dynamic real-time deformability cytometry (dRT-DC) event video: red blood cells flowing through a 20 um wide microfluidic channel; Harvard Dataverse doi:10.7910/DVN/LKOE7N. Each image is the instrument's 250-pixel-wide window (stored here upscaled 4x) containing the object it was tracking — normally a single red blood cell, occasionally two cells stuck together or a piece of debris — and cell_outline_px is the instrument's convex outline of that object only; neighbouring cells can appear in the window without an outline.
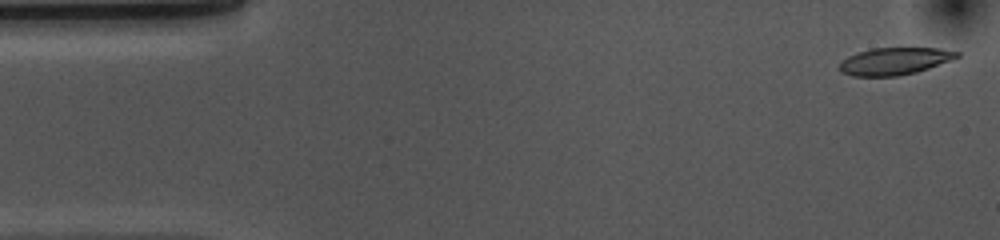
{"species": "common noctule bat (a hibernating species)", "species_latin": "Nyctalus noctula", "temperature_condition": "cold", "stored_images_in_passage": 48, "camera_frame_rate_fps": 3000, "um_per_image_px": 0.085, "animal": {"sex": "female", "body_mass_g": 10.0, "forearm_length_mm": 53.1}, "frame": {"image": 1, "passage_image": 1, "time_ms": 0.0, "image_size_px": [1000, 240], "cell_outline_px": [[960, 56], [952, 60], [916, 72], [896, 76], [852, 76], [840, 72], [836, 68], [840, 60], [848, 56], [872, 48], [936, 48], [960, 52]], "centroid_in_image_um": [75.98, 5.2], "position_along_channel_um": 9.0, "area_um2": 18.73}}
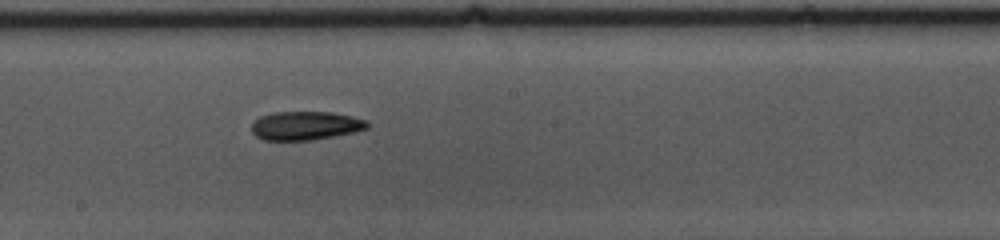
{"frame": {"image": 2, "passage_image": 27, "time_ms": 8.667, "image_size_px": [1000, 240], "cell_outline_px": [[368, 128], [352, 132], [312, 140], [264, 140], [256, 136], [252, 132], [252, 124], [260, 116], [272, 112], [332, 112], [352, 116], [368, 120]], "centroid_in_image_um": [25.96, 10.67], "position_along_channel_um": 222.2, "area_um2": 19.25}}
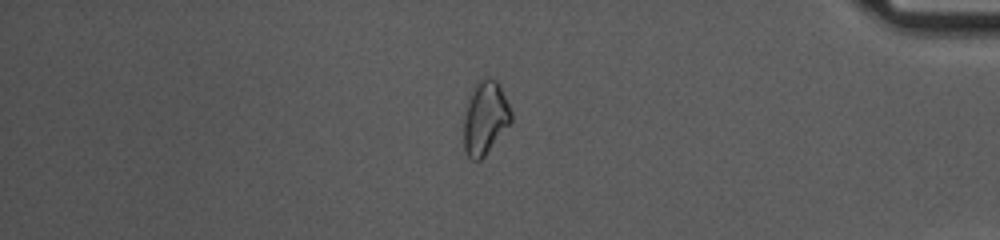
{"frame": {"image": 3, "passage_image": 44, "time_ms": 14.333, "image_size_px": [1000, 240], "cell_outline_px": [[512, 124], [484, 156], [480, 160], [472, 160], [468, 156], [464, 148], [464, 116], [468, 96], [472, 88], [480, 76], [488, 76], [496, 80], [508, 100], [512, 112]], "centroid_in_image_um": [41.25, 9.97], "position_along_channel_um": 393.9, "area_um2": 20.87}, "authors_computed_cell_mechanics": {"area_um2": 19.4497, "velocity_mm_per_s": 3.6646, "shape_relaxation_time_tau1_ms": 10.3727, "shape_relaxation_time_tau2_ms": 9.3009, "deformation_change_tau1": 0.1862, "deformation_change_tau2": 0.1996}}